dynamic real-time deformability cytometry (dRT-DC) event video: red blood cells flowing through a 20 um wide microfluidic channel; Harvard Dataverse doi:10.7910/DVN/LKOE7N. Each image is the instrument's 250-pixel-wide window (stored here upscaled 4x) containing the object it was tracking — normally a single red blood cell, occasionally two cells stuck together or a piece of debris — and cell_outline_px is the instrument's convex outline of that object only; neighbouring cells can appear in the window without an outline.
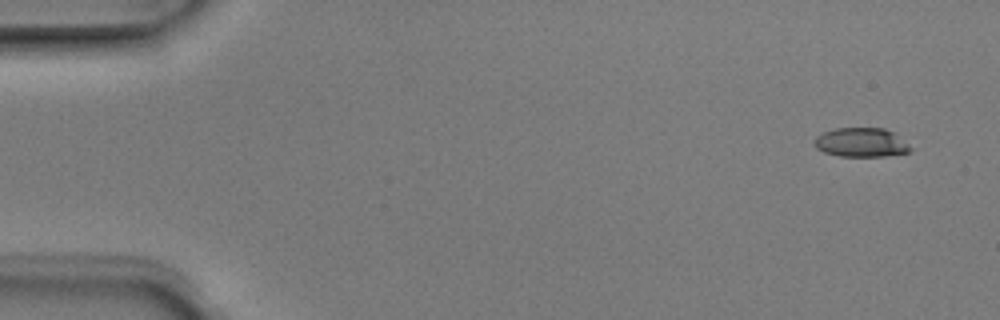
{"species": "Egyptian fruit bat (a non-hibernating species)", "species_latin": "Rousettus aegyptiacus", "temperature_condition": "room temperature", "stored_images_in_passage": 5, "camera_frame_rate_fps": 3000, "um_per_image_px": 0.085, "animal": {"sex": "male"}, "frame": {"image": 1, "passage_image": 1, "time_ms": 0.0, "image_size_px": [1000, 320], "cell_outline_px": [[912, 152], [884, 156], [840, 156], [824, 152], [816, 148], [816, 136], [824, 132], [836, 128], [884, 128], [892, 132], [908, 144], [912, 148]], "centroid_in_image_um": [73.22, 12.11], "position_along_channel_um": 11.8, "area_um2": 16.13}}